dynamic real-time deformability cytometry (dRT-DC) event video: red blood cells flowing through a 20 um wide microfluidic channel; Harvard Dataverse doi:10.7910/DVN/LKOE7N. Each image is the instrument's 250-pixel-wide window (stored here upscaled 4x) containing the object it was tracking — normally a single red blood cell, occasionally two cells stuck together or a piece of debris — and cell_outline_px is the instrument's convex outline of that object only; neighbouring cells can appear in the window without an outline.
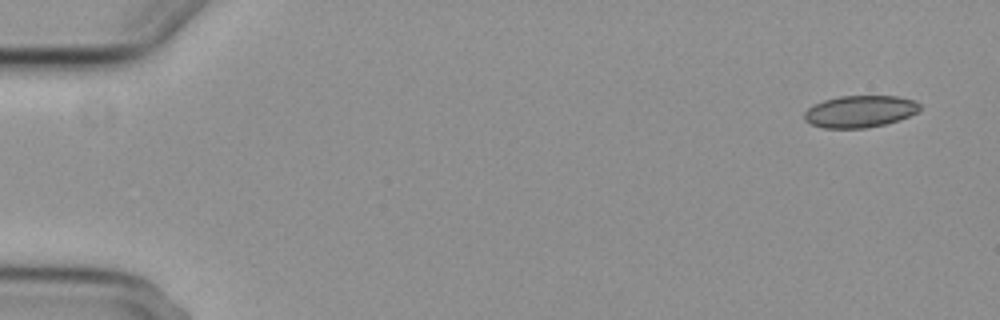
{"species": "common noctule bat (a hibernating species)", "species_latin": "Nyctalus noctula", "temperature_condition": "cold", "stored_images_in_passage": 2, "camera_frame_rate_fps": 3000, "um_per_image_px": 0.085, "animal": {"sex": "female", "body_mass_g": 29.2, "forearm_length_mm": 56.3}, "frame": {"image": 1, "passage_image": 1, "time_ms": 0.0, "image_size_px": [1000, 320], "cell_outline_px": [[920, 108], [916, 112], [900, 120], [868, 128], [824, 128], [812, 124], [804, 120], [804, 112], [812, 104], [824, 100], [840, 96], [900, 96], [916, 100], [920, 104]], "centroid_in_image_um": [73.09, 9.46], "position_along_channel_um": 11.9, "area_um2": 21.62}}